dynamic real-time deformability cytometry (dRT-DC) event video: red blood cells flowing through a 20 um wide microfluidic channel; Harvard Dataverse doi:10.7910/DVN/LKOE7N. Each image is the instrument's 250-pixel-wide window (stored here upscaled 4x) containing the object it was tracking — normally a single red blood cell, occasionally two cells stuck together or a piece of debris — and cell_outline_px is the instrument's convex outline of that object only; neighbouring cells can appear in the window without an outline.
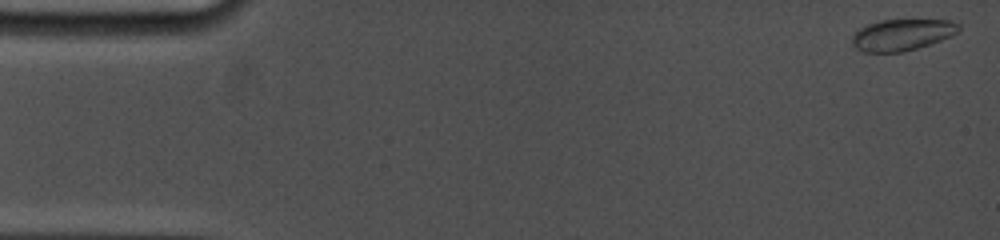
{"species": "common noctule bat (a hibernating species)", "species_latin": "Nyctalus noctula", "temperature_condition": "cold", "stored_images_in_passage": 11, "camera_frame_rate_fps": 5000, "um_per_image_px": 0.085, "animal": {"sex": "female", "body_mass_g": 19.0, "forearm_length_mm": 53.3}, "frame": {"image": 1, "passage_image": 1, "time_ms": 0.0, "image_size_px": [1000, 240], "cell_outline_px": [[960, 32], [952, 36], [904, 52], [864, 52], [856, 48], [852, 44], [852, 36], [860, 28], [868, 24], [880, 20], [952, 20], [960, 24]], "centroid_in_image_um": [76.7, 2.95], "position_along_channel_um": 8.3, "area_um2": 19.54}}
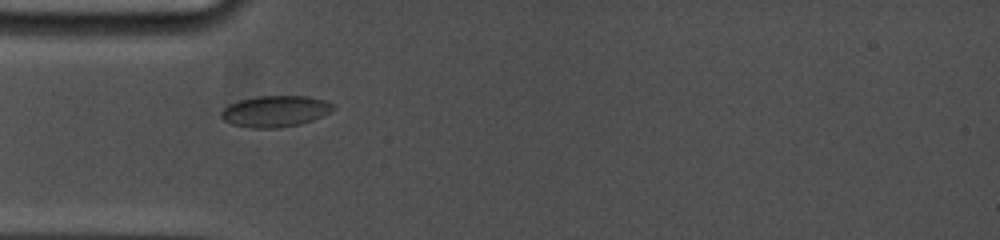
{"frame": {"image": 2, "passage_image": 10, "time_ms": 4.8, "image_size_px": [1000, 240], "cell_outline_px": [[336, 108], [312, 120], [300, 124], [276, 128], [252, 128], [232, 124], [224, 120], [220, 116], [220, 112], [228, 104], [240, 100], [256, 96], [308, 96], [324, 100], [332, 104]], "centroid_in_image_um": [23.36, 9.45], "position_along_channel_um": 61.6, "area_um2": 20.29}}